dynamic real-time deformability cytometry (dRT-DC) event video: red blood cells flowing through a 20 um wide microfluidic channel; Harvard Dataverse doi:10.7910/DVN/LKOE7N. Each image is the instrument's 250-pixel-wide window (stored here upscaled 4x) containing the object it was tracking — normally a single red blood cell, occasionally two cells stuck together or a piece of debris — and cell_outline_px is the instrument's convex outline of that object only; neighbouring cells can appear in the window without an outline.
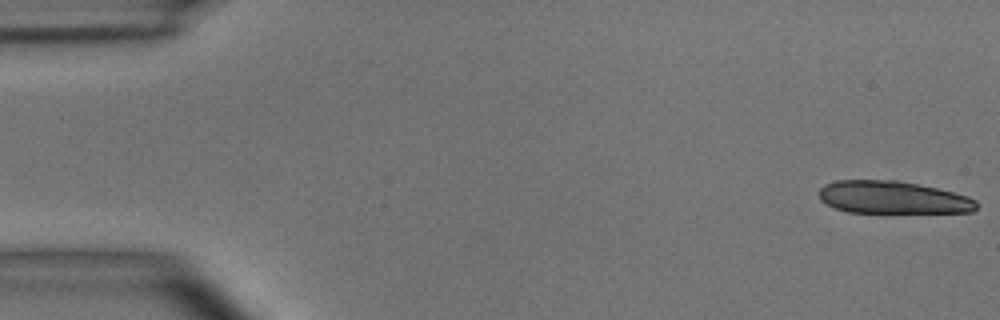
{"species": "common noctule bat (a hibernating species)", "species_latin": "Nyctalus noctula", "temperature_condition": "room temperature", "stored_images_in_passage": 15, "camera_frame_rate_fps": 3000, "um_per_image_px": 0.085, "animal": {"sex": "male", "body_mass_g": 15.6}, "frame": {"image": 1, "passage_image": 1, "time_ms": 0.0, "image_size_px": [1000, 320], "cell_outline_px": [[976, 208], [972, 212], [848, 212], [836, 208], [820, 200], [820, 188], [824, 184], [836, 180], [896, 180], [936, 188], [968, 196], [976, 200]], "centroid_in_image_um": [75.86, 16.78], "position_along_channel_um": 9.1, "area_um2": 29.59}}